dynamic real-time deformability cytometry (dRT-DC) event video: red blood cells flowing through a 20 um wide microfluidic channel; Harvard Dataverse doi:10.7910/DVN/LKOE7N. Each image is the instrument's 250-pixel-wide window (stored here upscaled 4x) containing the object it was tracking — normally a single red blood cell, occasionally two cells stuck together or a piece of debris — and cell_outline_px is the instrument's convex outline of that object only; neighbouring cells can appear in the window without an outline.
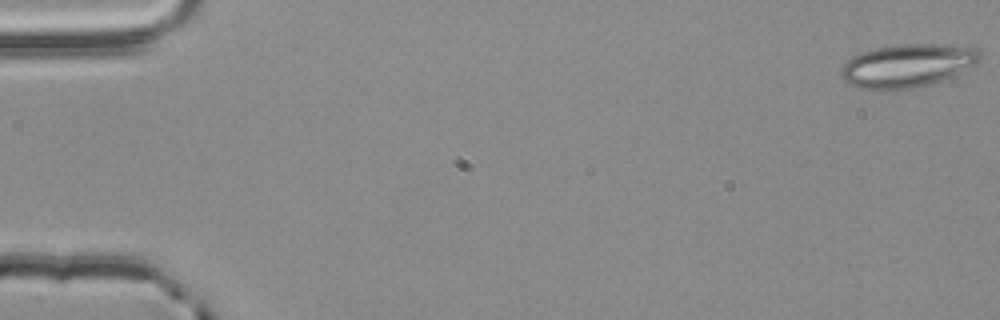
{"species": "common noctule bat (a hibernating species)", "species_latin": "Nyctalus noctula", "temperature_condition": "room temperature", "stored_images_in_passage": 54, "camera_frame_rate_fps": 3000, "um_per_image_px": 0.085, "animal": {"sex": "male", "body_mass_g": 20.4}, "frame": {"image": 1, "passage_image": 1, "time_ms": 0.0, "image_size_px": [1000, 320], "cell_outline_px": [[980, 60], [976, 64], [940, 80], [928, 84], [908, 88], [880, 92], [876, 92], [856, 88], [848, 84], [840, 76], [840, 68], [852, 56], [860, 52], [876, 48], [896, 44], [936, 44], [980, 48]], "centroid_in_image_um": [77.03, 5.59], "position_along_channel_um": 8.0, "area_um2": 35.26}}
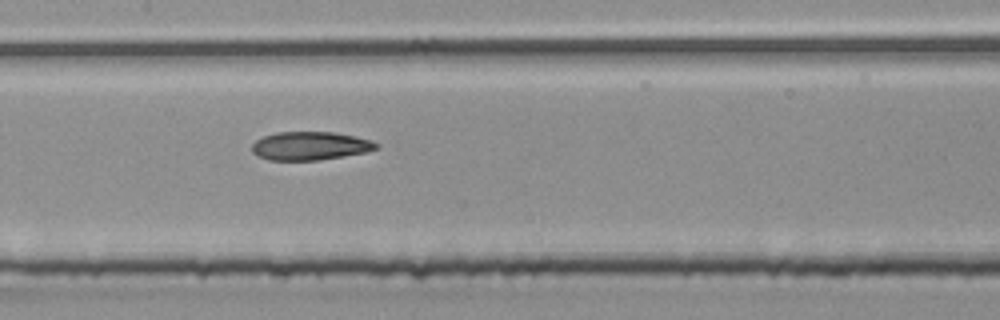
{"frame": {"image": 2, "passage_image": 27, "time_ms": 8.667, "image_size_px": [1000, 320], "cell_outline_px": [[380, 148], [368, 152], [320, 160], [268, 160], [256, 156], [252, 152], [252, 144], [256, 140], [264, 136], [276, 132], [336, 132], [356, 136], [372, 140], [380, 144]], "centroid_in_image_um": [26.4, 12.4], "position_along_channel_um": 181.0, "area_um2": 20.92}}
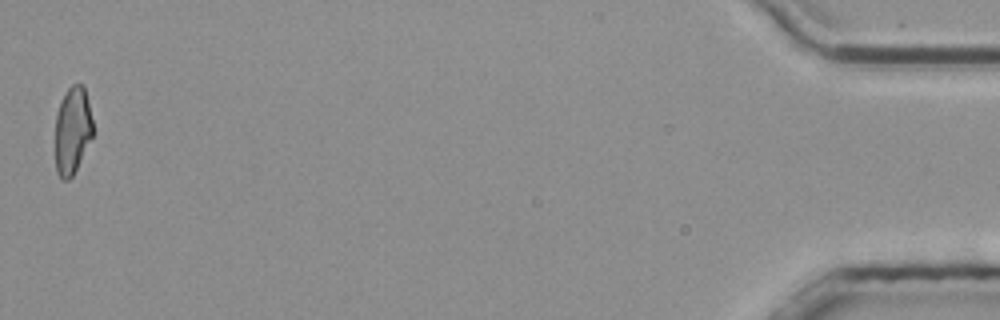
{"frame": {"image": 3, "passage_image": 54, "time_ms": 17.667, "image_size_px": [1000, 320], "cell_outline_px": [[92, 136], [72, 176], [68, 180], [60, 180], [56, 172], [56, 112], [60, 100], [68, 88], [72, 84], [84, 84], [88, 100], [92, 120]], "centroid_in_image_um": [6.14, 11.06], "position_along_channel_um": 429.1, "area_um2": 19.07}, "authors_computed_cell_mechanics": {"area_um2": 21.2993, "velocity_mm_per_s": 3.8706, "shape_relaxation_time_tau1_ms": null, "shape_relaxation_time_tau2_ms": 4.856, "deformation_change_tau1": null, "deformation_change_tau2": 0.1194}}